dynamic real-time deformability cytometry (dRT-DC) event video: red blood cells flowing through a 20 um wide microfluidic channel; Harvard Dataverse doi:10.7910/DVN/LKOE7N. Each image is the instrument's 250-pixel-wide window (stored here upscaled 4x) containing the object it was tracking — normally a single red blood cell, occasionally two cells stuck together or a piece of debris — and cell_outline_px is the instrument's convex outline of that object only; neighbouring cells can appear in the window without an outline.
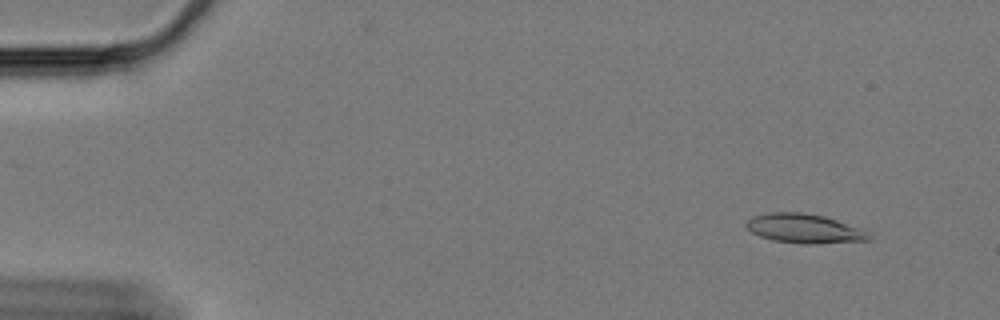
{"species": "Egyptian fruit bat (a non-hibernating species)", "species_latin": "Rousettus aegyptiacus", "temperature_condition": "cold", "stored_images_in_passage": 14, "camera_frame_rate_fps": 3000, "um_per_image_px": 0.085, "animal": {"sex": "female"}, "frame": {"image": 1, "passage_image": 5, "time_ms": 1.333, "image_size_px": [1000, 320], "cell_outline_px": [[872, 236], [868, 240], [772, 240], [760, 236], [752, 232], [744, 224], [752, 216], [768, 212], [804, 212], [824, 216], [860, 228]], "centroid_in_image_um": [68.25, 19.33], "position_along_channel_um": 16.8, "area_um2": 19.31}}